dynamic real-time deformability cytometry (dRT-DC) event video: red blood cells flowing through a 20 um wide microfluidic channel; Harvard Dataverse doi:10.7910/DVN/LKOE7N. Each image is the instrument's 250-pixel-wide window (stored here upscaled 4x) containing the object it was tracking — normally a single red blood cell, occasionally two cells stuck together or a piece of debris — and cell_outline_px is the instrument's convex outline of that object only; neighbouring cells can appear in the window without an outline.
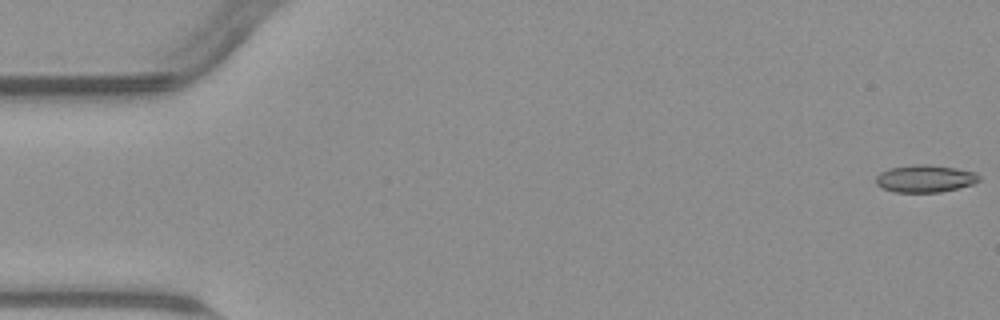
{"species": "common noctule bat (a hibernating species)", "species_latin": "Nyctalus noctula", "temperature_condition": "warm", "stored_images_in_passage": 55, "camera_frame_rate_fps": 3000, "um_per_image_px": 0.085, "animal": {"sex": "male", "body_mass_g": 23.1, "forearm_length_mm": 52.7}, "frame": {"image": 1, "passage_image": 1, "time_ms": 0.0, "image_size_px": [1000, 320], "cell_outline_px": [[980, 180], [972, 184], [940, 192], [892, 192], [876, 184], [876, 176], [880, 172], [888, 168], [912, 164], [928, 164], [956, 168], [976, 172], [980, 176]], "centroid_in_image_um": [78.61, 15.17], "position_along_channel_um": 6.4, "area_um2": 16.53}}
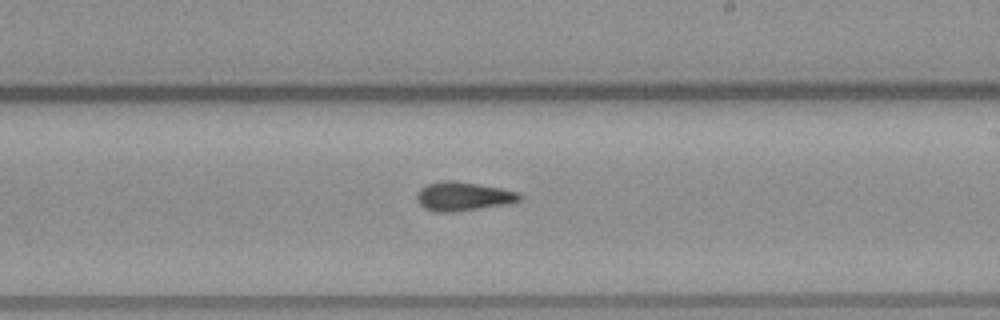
{"frame": {"image": 2, "passage_image": 32, "time_ms": 10.333, "image_size_px": [1000, 320], "cell_outline_px": [[524, 196], [520, 200], [504, 204], [480, 208], [448, 212], [436, 212], [424, 208], [416, 200], [416, 196], [420, 188], [428, 184], [444, 180], [448, 180], [476, 184], [500, 188], [520, 192]], "centroid_in_image_um": [39.35, 16.69], "position_along_channel_um": 249.6, "area_um2": 17.05}}
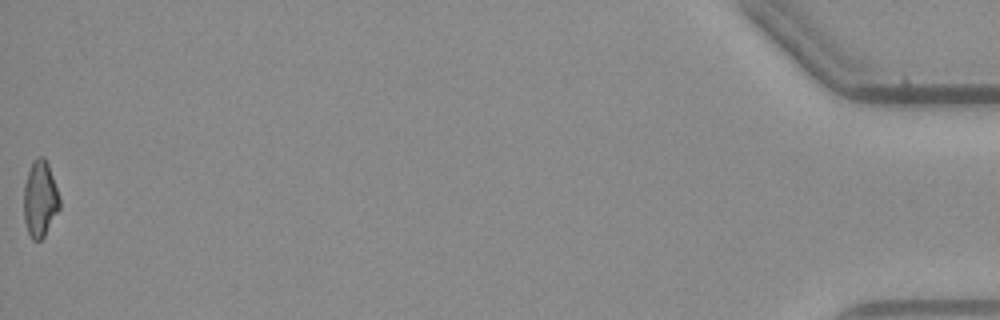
{"frame": {"image": 3, "passage_image": 55, "time_ms": 18.0, "image_size_px": [1000, 320], "cell_outline_px": [[60, 208], [44, 236], [40, 240], [32, 240], [28, 232], [24, 220], [24, 184], [32, 160], [36, 156], [44, 156], [48, 164], [60, 196]], "centroid_in_image_um": [3.41, 16.88], "position_along_channel_um": 431.8, "area_um2": 16.01}, "authors_computed_cell_mechanics": {"area_um2": 16.6464, "velocity_mm_per_s": 3.8136, "shape_relaxation_time_tau1_ms": 11.2363, "shape_relaxation_time_tau2_ms": 2.8721, "deformation_change_tau1": 0.2065, "deformation_change_tau2": 0.0895}}